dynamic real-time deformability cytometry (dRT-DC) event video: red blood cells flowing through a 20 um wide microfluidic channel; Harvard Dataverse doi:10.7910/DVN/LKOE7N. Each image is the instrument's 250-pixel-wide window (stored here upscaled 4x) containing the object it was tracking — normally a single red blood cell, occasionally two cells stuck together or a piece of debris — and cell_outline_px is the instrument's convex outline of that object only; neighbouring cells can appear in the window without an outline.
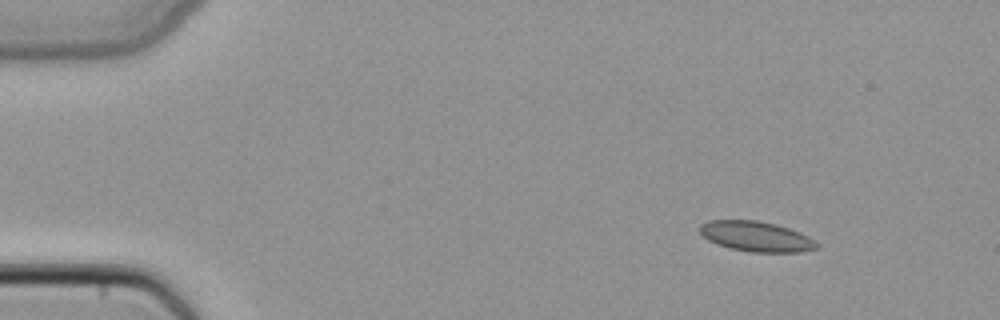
{"species": "common noctule bat (a hibernating species)", "species_latin": "Nyctalus noctula", "temperature_condition": "cold", "stored_images_in_passage": 3, "camera_frame_rate_fps": 3000, "um_per_image_px": 0.085, "animal": {"sex": "female", "body_mass_g": 22.7, "forearm_length_mm": 54.2}, "frame": {"image": 1, "passage_image": 1, "time_ms": 0.0, "image_size_px": [1000, 320], "cell_outline_px": [[820, 248], [800, 252], [752, 252], [728, 248], [708, 240], [700, 232], [700, 224], [708, 220], [756, 220], [776, 224], [800, 232], [808, 236], [820, 244]], "centroid_in_image_um": [64.3, 20.1], "position_along_channel_um": 20.7, "area_um2": 20.69}}
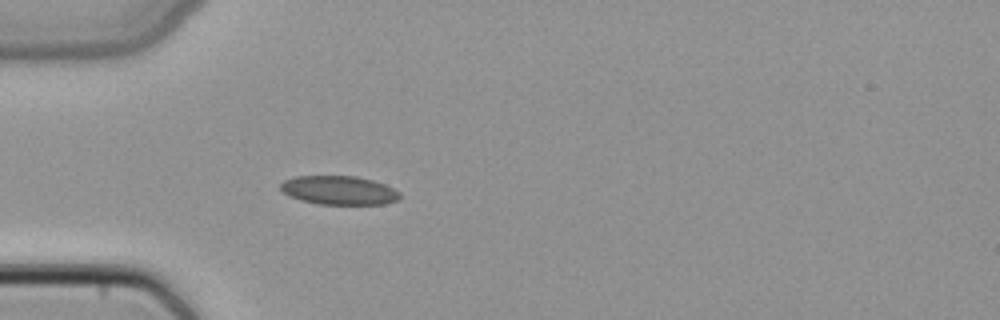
{"frame": {"image": 2, "passage_image": 3, "time_ms": 0.667, "image_size_px": [1000, 320], "cell_outline_px": [[400, 196], [396, 200], [384, 204], [316, 204], [300, 200], [288, 196], [280, 188], [280, 184], [284, 180], [296, 176], [356, 176], [372, 180], [384, 184], [400, 192]], "centroid_in_image_um": [28.78, 16.17], "position_along_channel_um": 56.2, "area_um2": 20.0}}